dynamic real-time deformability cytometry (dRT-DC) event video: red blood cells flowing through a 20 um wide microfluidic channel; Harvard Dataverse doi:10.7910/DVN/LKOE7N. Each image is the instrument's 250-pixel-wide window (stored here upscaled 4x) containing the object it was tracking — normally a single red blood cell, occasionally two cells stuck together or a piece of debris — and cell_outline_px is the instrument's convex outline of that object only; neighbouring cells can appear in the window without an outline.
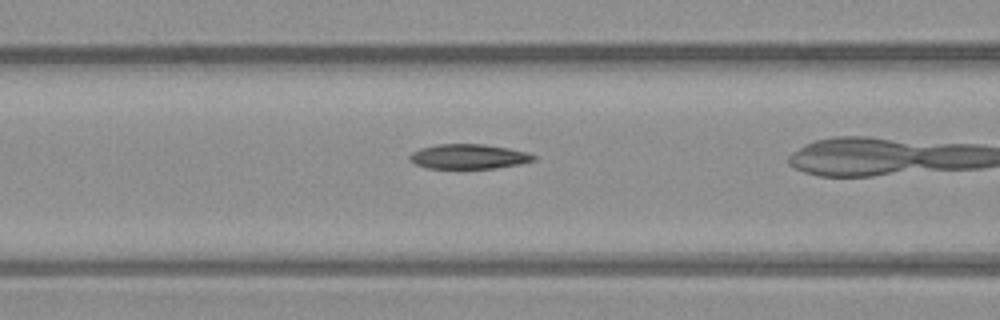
{"species": "common noctule bat (a hibernating species)", "species_latin": "Nyctalus noctula", "temperature_condition": "warm", "stored_images_in_passage": 36, "camera_frame_rate_fps": 3000, "um_per_image_px": 0.085, "animal": {"sex": "male", "body_mass_g": 23.1, "forearm_length_mm": 52.7}, "frame": {"image": 1, "passage_image": 16, "time_ms": 5.0, "image_size_px": [1000, 320], "cell_outline_px": [[536, 160], [520, 164], [496, 168], [428, 168], [416, 164], [408, 160], [408, 156], [412, 152], [420, 148], [436, 144], [484, 144], [508, 148], [528, 152], [536, 156]], "centroid_in_image_um": [39.83, 13.3], "position_along_channel_um": 126.8, "area_um2": 17.98}}
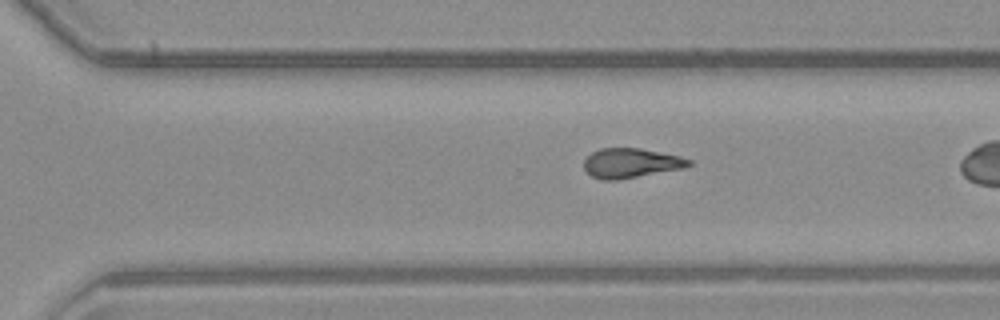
{"frame": {"image": 2, "passage_image": 31, "time_ms": 10.0, "image_size_px": [1000, 320], "cell_outline_px": [[692, 164], [684, 168], [616, 180], [600, 180], [592, 176], [584, 168], [584, 160], [592, 152], [600, 148], [640, 148], [680, 156], [692, 160]], "centroid_in_image_um": [53.63, 13.86], "position_along_channel_um": 317.0, "area_um2": 18.03}}
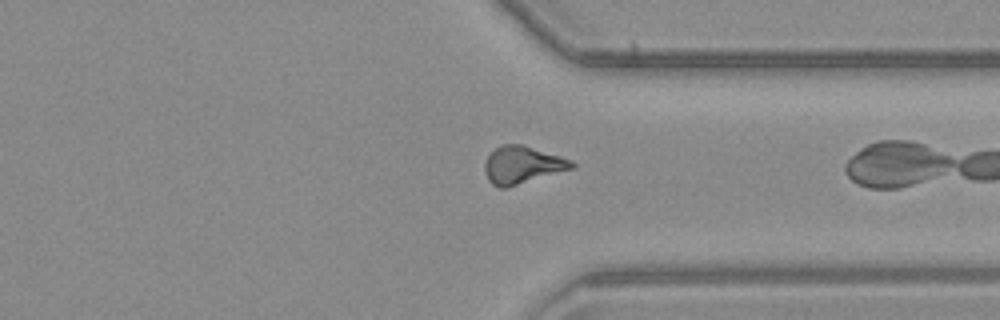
{"frame": {"image": 3, "passage_image": 35, "time_ms": 11.333, "image_size_px": [1000, 320], "cell_outline_px": [[576, 168], [508, 188], [500, 188], [492, 184], [488, 180], [484, 172], [484, 164], [488, 156], [500, 144], [524, 144], [572, 160], [576, 164]], "centroid_in_image_um": [44.42, 14.03], "position_along_channel_um": 367.0, "area_um2": 19.42}}